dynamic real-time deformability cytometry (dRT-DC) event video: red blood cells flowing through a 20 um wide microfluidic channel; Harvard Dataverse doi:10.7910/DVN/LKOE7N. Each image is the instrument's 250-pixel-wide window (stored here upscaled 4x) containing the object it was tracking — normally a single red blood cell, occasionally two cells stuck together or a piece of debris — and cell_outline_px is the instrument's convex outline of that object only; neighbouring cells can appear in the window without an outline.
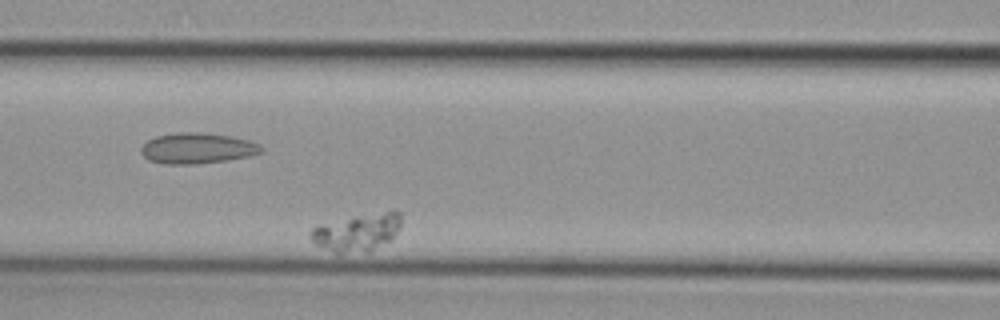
{"species": "common noctule bat (a hibernating species)", "species_latin": "Nyctalus noctula", "temperature_condition": "cold", "stored_images_in_passage": 3, "camera_frame_rate_fps": 3000, "um_per_image_px": 0.085, "animal": {"sex": "female", "body_mass_g": 29.2, "forearm_length_mm": 56.3}, "frame": {"image": 1, "passage_image": 3, "time_ms": 0.667, "image_size_px": [1000, 320], "cell_outline_px": [[400, 228], [388, 240], [368, 252], [332, 252], [316, 244], [312, 240], [308, 232], [312, 228], [320, 224], [356, 216], [384, 212], [400, 212]], "centroid_in_image_um": [30.31, 19.76], "position_along_channel_um": 136.3, "area_um2": 19.13}}